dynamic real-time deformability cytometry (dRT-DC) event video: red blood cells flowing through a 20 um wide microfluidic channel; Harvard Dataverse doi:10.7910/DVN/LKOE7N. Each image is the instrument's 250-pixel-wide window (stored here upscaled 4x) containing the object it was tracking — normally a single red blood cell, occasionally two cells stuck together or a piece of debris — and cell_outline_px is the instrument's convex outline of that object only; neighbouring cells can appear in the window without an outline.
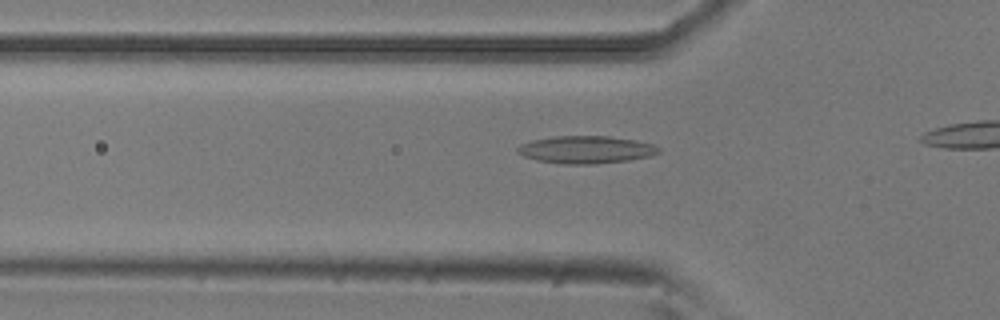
{"species": "common noctule bat (a hibernating species)", "species_latin": "Nyctalus noctula", "temperature_condition": "room temperature", "stored_images_in_passage": 14, "camera_frame_rate_fps": 3000, "um_per_image_px": 0.085, "animal": {"sex": "male", "body_mass_g": 20.5, "forearm_length_mm": 52.5}, "frame": {"image": 1, "passage_image": 8, "time_ms": 2.333, "image_size_px": [1000, 320], "cell_outline_px": [[660, 152], [652, 156], [628, 160], [596, 164], [560, 164], [536, 160], [524, 156], [516, 152], [516, 148], [520, 144], [532, 140], [552, 136], [608, 136], [636, 140], [652, 144], [660, 148]], "centroid_in_image_um": [49.79, 12.72], "position_along_channel_um": 76.0, "area_um2": 22.83}}
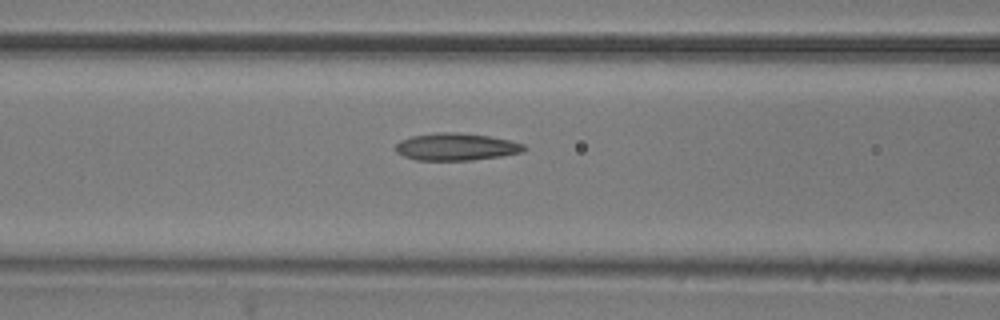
{"frame": {"image": 2, "passage_image": 12, "time_ms": 3.667, "image_size_px": [1000, 320], "cell_outline_px": [[528, 148], [524, 152], [500, 156], [472, 160], [416, 160], [404, 156], [396, 152], [396, 144], [400, 140], [412, 136], [436, 132], [456, 132], [488, 136], [508, 140], [524, 144]], "centroid_in_image_um": [38.78, 12.48], "position_along_channel_um": 127.8, "area_um2": 20.4}}